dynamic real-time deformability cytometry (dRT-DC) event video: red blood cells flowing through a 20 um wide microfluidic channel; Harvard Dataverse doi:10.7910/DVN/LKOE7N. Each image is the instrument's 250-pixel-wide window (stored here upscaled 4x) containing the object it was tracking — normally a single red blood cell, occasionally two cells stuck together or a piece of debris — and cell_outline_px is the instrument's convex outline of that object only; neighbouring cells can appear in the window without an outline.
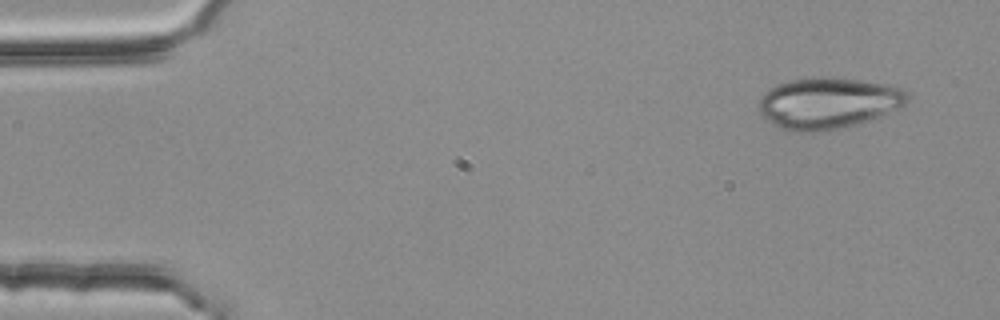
{"species": "common noctule bat (a hibernating species)", "species_latin": "Nyctalus noctula", "temperature_condition": "room temperature", "stored_images_in_passage": 4, "camera_frame_rate_fps": 3000, "um_per_image_px": 0.085, "animal": {"sex": "female", "body_mass_g": 25.1}, "frame": {"image": 1, "passage_image": 1, "time_ms": 0.0, "image_size_px": [1000, 320], "cell_outline_px": [[908, 100], [904, 104], [888, 112], [868, 120], [840, 128], [816, 132], [792, 132], [780, 128], [772, 124], [760, 112], [760, 96], [768, 88], [788, 80], [820, 76], [836, 76], [888, 84], [904, 88], [908, 92]], "centroid_in_image_um": [70.37, 8.73], "position_along_channel_um": 14.6, "area_um2": 44.62}}